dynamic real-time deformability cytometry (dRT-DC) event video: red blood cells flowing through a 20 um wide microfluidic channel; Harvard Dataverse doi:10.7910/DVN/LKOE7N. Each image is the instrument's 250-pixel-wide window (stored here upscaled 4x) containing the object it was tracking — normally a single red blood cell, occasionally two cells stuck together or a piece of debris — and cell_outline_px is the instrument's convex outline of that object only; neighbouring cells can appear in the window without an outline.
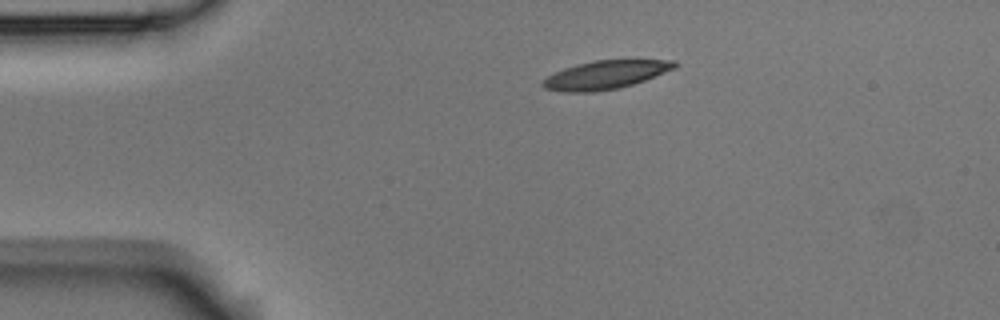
{"species": "Egyptian fruit bat (a non-hibernating species)", "species_latin": "Rousettus aegyptiacus", "temperature_condition": "room temperature", "stored_images_in_passage": 44, "camera_frame_rate_fps": 3000, "um_per_image_px": 0.085, "animal": {"sex": "male"}, "frame": {"image": 1, "passage_image": 1, "time_ms": 0.0, "image_size_px": [1000, 320], "cell_outline_px": [[676, 68], [644, 80], [620, 88], [592, 92], [564, 92], [544, 88], [540, 84], [548, 76], [564, 68], [576, 64], [596, 60], [676, 60]], "centroid_in_image_um": [51.45, 6.36], "position_along_channel_um": 33.5, "area_um2": 21.68}}
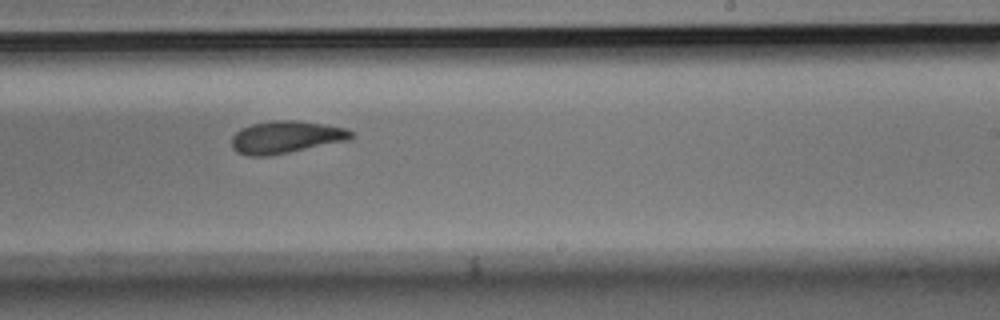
{"frame": {"image": 2, "passage_image": 23, "time_ms": 7.333, "image_size_px": [1000, 320], "cell_outline_px": [[356, 132], [348, 140], [268, 156], [248, 156], [236, 152], [232, 148], [232, 136], [240, 128], [252, 124], [272, 120], [292, 120], [324, 124], [344, 128]], "centroid_in_image_um": [24.26, 11.65], "position_along_channel_um": 264.7, "area_um2": 22.43}}
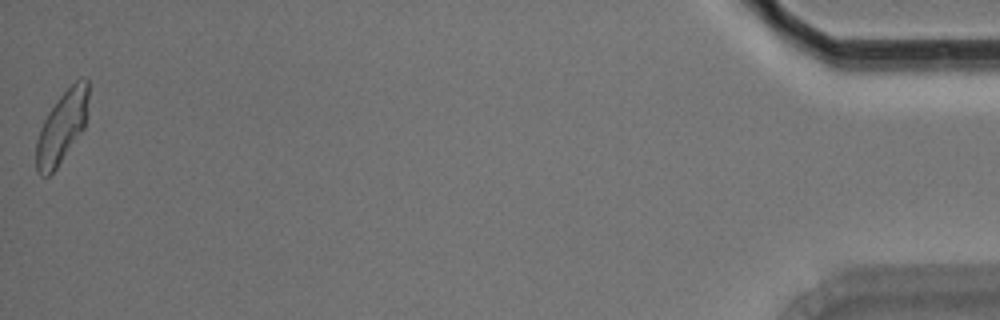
{"frame": {"image": 3, "passage_image": 44, "time_ms": 14.333, "image_size_px": [1000, 320], "cell_outline_px": [[88, 96], [84, 128], [56, 168], [48, 176], [40, 176], [36, 172], [36, 140], [40, 128], [48, 112], [60, 96], [76, 80], [84, 76], [88, 80]], "centroid_in_image_um": [5.24, 10.8], "position_along_channel_um": 430.0, "area_um2": 21.56}, "authors_computed_cell_mechanics": {"area_um2": 22.1952, "velocity_mm_per_s": 3.7226, "shape_relaxation_time_tau1_ms": 6.4354, "shape_relaxation_time_tau2_ms": 3.8534, "deformation_change_tau1": 0.1689, "deformation_change_tau2": 0.1143}}